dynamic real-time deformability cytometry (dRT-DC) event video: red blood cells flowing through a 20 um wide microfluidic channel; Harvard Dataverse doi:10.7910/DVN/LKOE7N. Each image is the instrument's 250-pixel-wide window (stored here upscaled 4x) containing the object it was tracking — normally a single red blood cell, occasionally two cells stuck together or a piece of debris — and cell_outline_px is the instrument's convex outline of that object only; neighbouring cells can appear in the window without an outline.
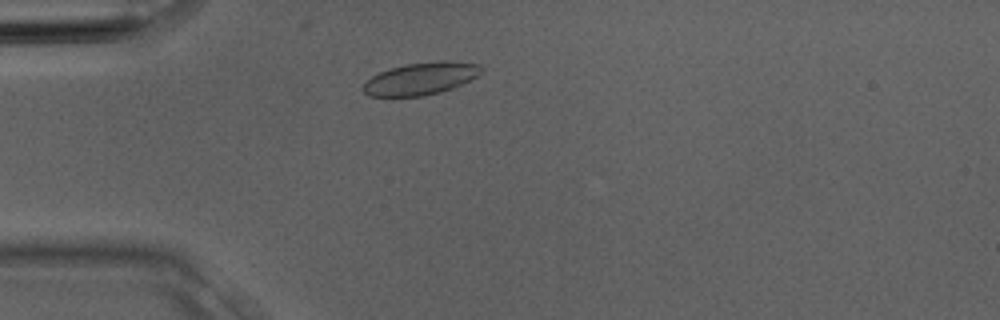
{"species": "Egyptian fruit bat (a non-hibernating species)", "species_latin": "Rousettus aegyptiacus", "temperature_condition": "room temperature", "stored_images_in_passage": 1, "camera_frame_rate_fps": 3000, "um_per_image_px": 0.085, "animal": {"sex": "male"}, "frame": {"image": 1, "passage_image": 1, "time_ms": 0.0, "image_size_px": [1000, 320], "cell_outline_px": [[484, 72], [452, 88], [440, 92], [420, 96], [368, 96], [360, 88], [372, 76], [380, 72], [392, 68], [408, 64], [440, 60], [448, 60], [480, 64], [484, 68]], "centroid_in_image_um": [35.79, 6.67], "position_along_channel_um": 49.2, "area_um2": 22.14}}